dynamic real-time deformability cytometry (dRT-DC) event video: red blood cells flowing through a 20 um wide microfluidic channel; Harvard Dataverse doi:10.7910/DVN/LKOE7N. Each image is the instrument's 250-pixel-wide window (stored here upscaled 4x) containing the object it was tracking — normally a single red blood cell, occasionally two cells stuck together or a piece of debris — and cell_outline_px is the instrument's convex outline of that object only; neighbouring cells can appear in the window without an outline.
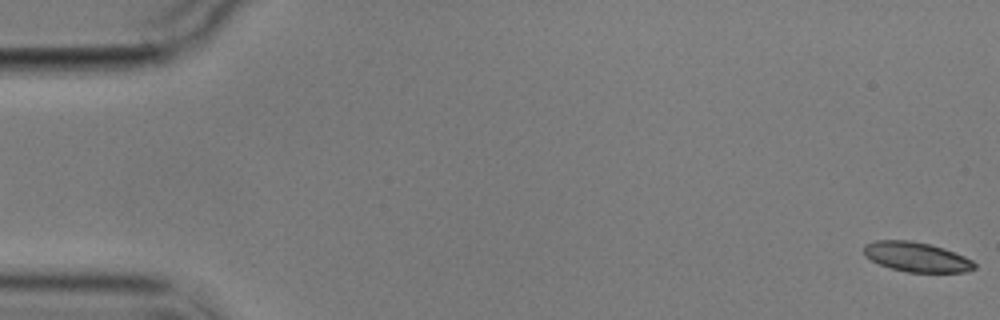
{"species": "common noctule bat (a hibernating species)", "species_latin": "Nyctalus noctula", "temperature_condition": "cold", "stored_images_in_passage": 6, "camera_frame_rate_fps": 3000, "um_per_image_px": 0.085, "animal": {"sex": "male", "body_mass_g": 17.9}, "frame": {"image": 1, "passage_image": 1, "time_ms": 0.0, "image_size_px": [1000, 320], "cell_outline_px": [[976, 268], [964, 272], [908, 272], [892, 268], [880, 264], [864, 256], [864, 244], [876, 240], [908, 240], [928, 244], [944, 248], [964, 256], [972, 260], [976, 264]], "centroid_in_image_um": [77.9, 21.84], "position_along_channel_um": 7.1, "area_um2": 19.02}}